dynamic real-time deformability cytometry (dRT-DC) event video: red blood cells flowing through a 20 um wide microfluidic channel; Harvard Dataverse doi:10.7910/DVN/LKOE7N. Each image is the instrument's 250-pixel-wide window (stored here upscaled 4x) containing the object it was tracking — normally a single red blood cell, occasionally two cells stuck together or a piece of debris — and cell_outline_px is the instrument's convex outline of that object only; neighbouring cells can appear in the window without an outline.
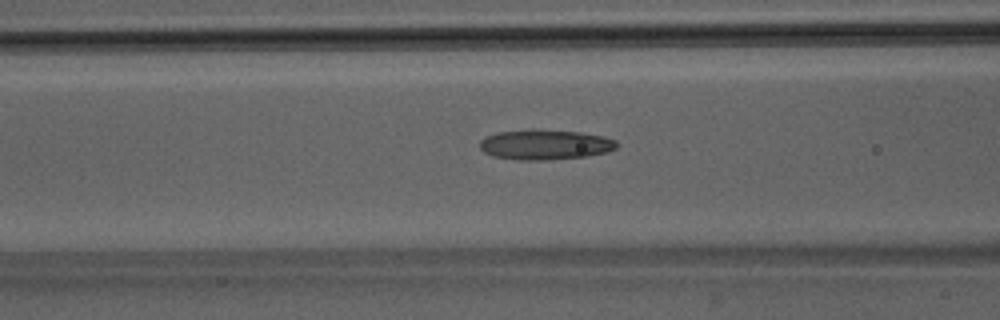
{"species": "Egyptian fruit bat (a non-hibernating species)", "species_latin": "Rousettus aegyptiacus", "temperature_condition": "room temperature", "stored_images_in_passage": 51, "camera_frame_rate_fps": 3000, "um_per_image_px": 0.085, "animal": {"sex": "male"}, "frame": {"image": 1, "passage_image": 21, "time_ms": 6.667, "image_size_px": [1000, 320], "cell_outline_px": [[616, 148], [608, 152], [588, 156], [548, 160], [520, 160], [492, 156], [484, 152], [480, 148], [480, 140], [484, 136], [496, 132], [532, 128], [536, 128], [580, 132], [604, 136], [616, 140]], "centroid_in_image_um": [46.3, 12.28], "position_along_channel_um": 120.3, "area_um2": 24.51}}
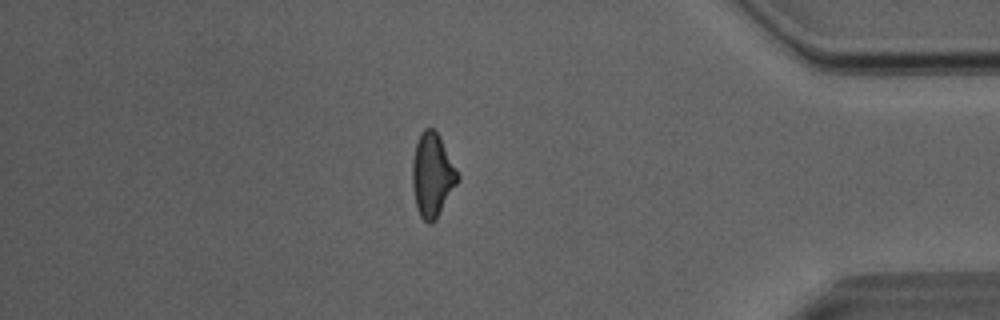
{"frame": {"image": 2, "passage_image": 44, "time_ms": 14.333, "image_size_px": [1000, 320], "cell_outline_px": [[460, 180], [436, 220], [432, 224], [428, 224], [420, 216], [416, 208], [412, 188], [412, 160], [416, 144], [420, 132], [424, 128], [432, 128], [440, 136], [460, 176]], "centroid_in_image_um": [36.75, 14.91], "position_along_channel_um": 398.5, "area_um2": 22.43}}
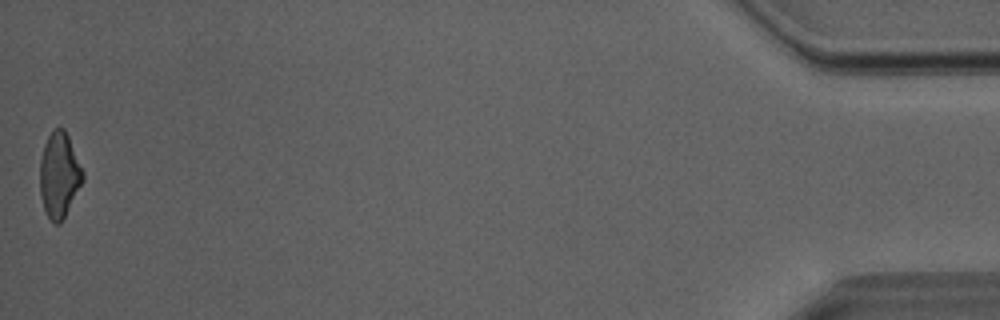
{"frame": {"image": 3, "passage_image": 51, "time_ms": 16.667, "image_size_px": [1000, 320], "cell_outline_px": [[84, 180], [60, 224], [56, 224], [48, 216], [44, 208], [40, 196], [40, 160], [44, 144], [48, 136], [56, 128], [64, 128], [68, 136], [84, 172]], "centroid_in_image_um": [5.04, 14.87], "position_along_channel_um": 430.2, "area_um2": 21.1}, "authors_computed_cell_mechanics": {"area_um2": 23.0622, "velocity_mm_per_s": 4.0722, "shape_relaxation_time_tau1_ms": 9.8491, "shape_relaxation_time_tau2_ms": 4.9237, "deformation_change_tau1": 0.2165, "deformation_change_tau2": 0.1475}}